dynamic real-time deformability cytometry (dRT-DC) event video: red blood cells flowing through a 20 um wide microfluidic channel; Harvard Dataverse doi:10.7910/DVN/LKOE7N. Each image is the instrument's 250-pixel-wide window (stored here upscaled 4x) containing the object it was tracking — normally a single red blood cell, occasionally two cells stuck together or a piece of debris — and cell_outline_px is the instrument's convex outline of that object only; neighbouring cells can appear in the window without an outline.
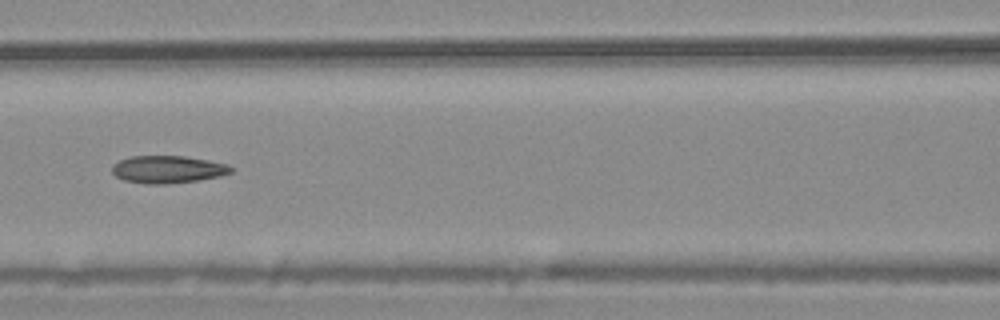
{"species": "common noctule bat (a hibernating species)", "species_latin": "Nyctalus noctula", "temperature_condition": "warm", "stored_images_in_passage": 8, "camera_frame_rate_fps": 3000, "um_per_image_px": 0.085, "animal": {"sex": "male", "body_mass_g": 20.4}, "frame": {"image": 1, "passage_image": 6, "time_ms": 1.667, "image_size_px": [1000, 320], "cell_outline_px": [[232, 172], [220, 176], [200, 180], [168, 184], [148, 184], [124, 180], [116, 176], [112, 172], [112, 164], [120, 160], [132, 156], [184, 156], [208, 160], [228, 164], [232, 168]], "centroid_in_image_um": [14.26, 14.4], "position_along_channel_um": 152.3, "area_um2": 19.07}}
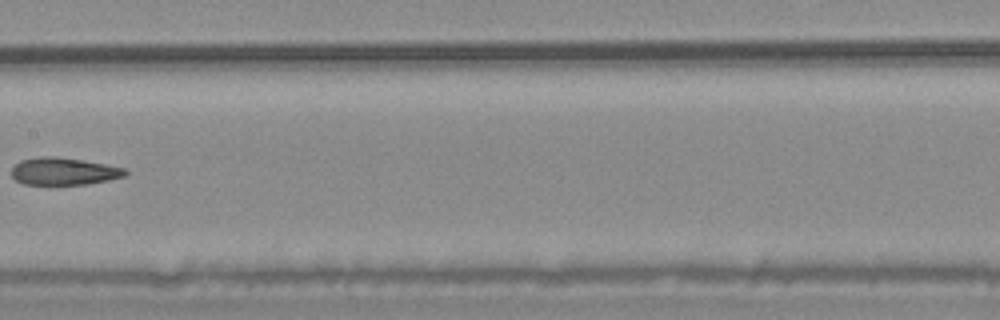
{"frame": {"image": 2, "passage_image": 7, "time_ms": 2.0, "image_size_px": [1000, 320], "cell_outline_px": [[128, 172], [124, 176], [108, 180], [88, 184], [24, 184], [16, 180], [12, 176], [12, 168], [20, 160], [44, 156], [56, 156], [104, 164], [124, 168]], "centroid_in_image_um": [5.41, 14.56], "position_along_channel_um": 202.0, "area_um2": 17.86}}
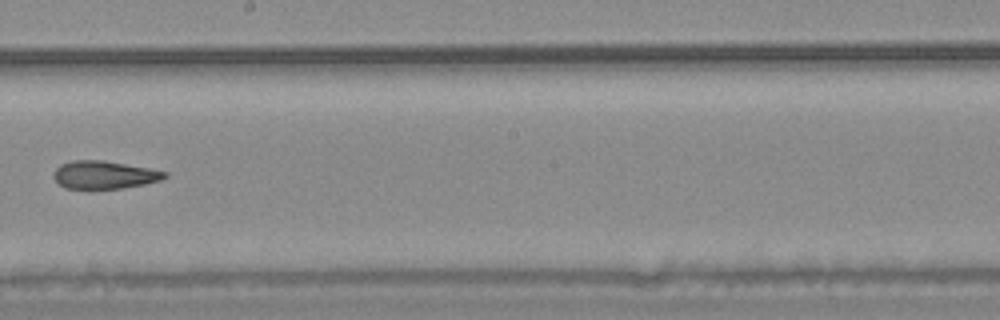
{"frame": {"image": 3, "passage_image": 8, "time_ms": 2.333, "image_size_px": [1000, 320], "cell_outline_px": [[168, 176], [160, 180], [144, 184], [124, 188], [64, 188], [56, 180], [56, 168], [60, 164], [72, 160], [104, 160], [148, 168], [168, 172]], "centroid_in_image_um": [8.9, 14.85], "position_along_channel_um": 239.3, "area_um2": 17.8}}